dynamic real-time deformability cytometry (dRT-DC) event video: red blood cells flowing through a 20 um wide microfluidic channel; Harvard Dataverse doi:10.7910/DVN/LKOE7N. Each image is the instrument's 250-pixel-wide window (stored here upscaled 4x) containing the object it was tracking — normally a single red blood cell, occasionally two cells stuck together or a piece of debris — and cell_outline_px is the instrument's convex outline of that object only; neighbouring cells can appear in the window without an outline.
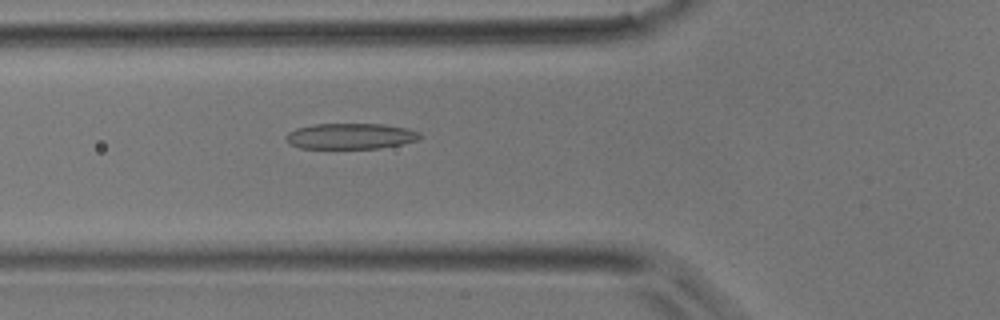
{"species": "common noctule bat (a hibernating species)", "species_latin": "Nyctalus noctula", "temperature_condition": "room temperature", "stored_images_in_passage": 43, "camera_frame_rate_fps": 3000, "um_per_image_px": 0.085, "animal": {"sex": "male", "body_mass_g": 17.9}, "frame": {"image": 1, "passage_image": 13, "time_ms": 4.0, "image_size_px": [1000, 320], "cell_outline_px": [[424, 136], [420, 140], [404, 144], [380, 148], [300, 148], [288, 144], [284, 136], [288, 132], [296, 128], [316, 124], [384, 124], [408, 128], [420, 132]], "centroid_in_image_um": [29.84, 11.57], "position_along_channel_um": 96.0, "area_um2": 20.46}}
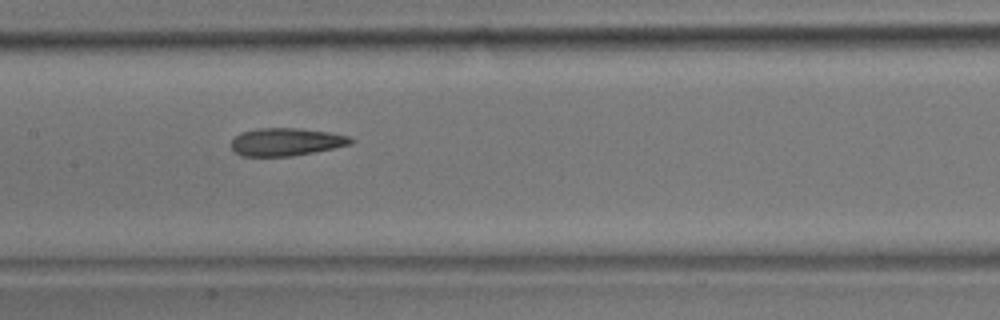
{"frame": {"image": 2, "passage_image": 19, "time_ms": 6.0, "image_size_px": [1000, 320], "cell_outline_px": [[356, 140], [352, 144], [292, 156], [240, 156], [232, 148], [232, 140], [240, 132], [256, 128], [296, 128], [328, 132], [348, 136]], "centroid_in_image_um": [24.31, 12.05], "position_along_channel_um": 183.1, "area_um2": 19.25}}
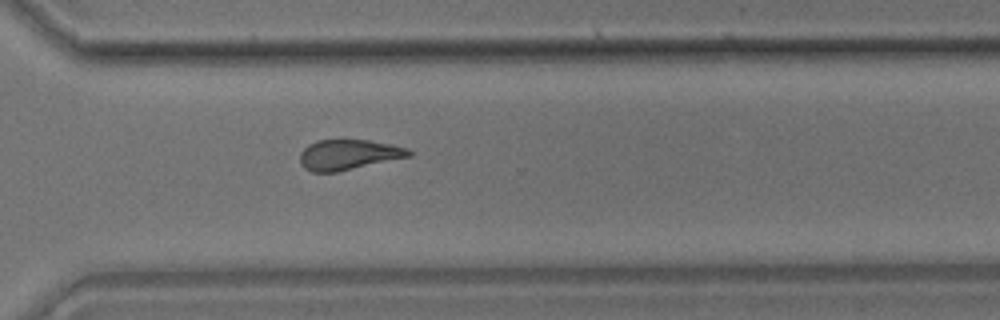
{"frame": {"image": 3, "passage_image": 30, "time_ms": 9.667, "image_size_px": [1000, 320], "cell_outline_px": [[412, 156], [336, 172], [312, 172], [304, 168], [300, 164], [300, 152], [308, 144], [316, 140], [368, 140], [408, 148], [412, 152]], "centroid_in_image_um": [29.59, 13.15], "position_along_channel_um": 341.0, "area_um2": 19.19}}